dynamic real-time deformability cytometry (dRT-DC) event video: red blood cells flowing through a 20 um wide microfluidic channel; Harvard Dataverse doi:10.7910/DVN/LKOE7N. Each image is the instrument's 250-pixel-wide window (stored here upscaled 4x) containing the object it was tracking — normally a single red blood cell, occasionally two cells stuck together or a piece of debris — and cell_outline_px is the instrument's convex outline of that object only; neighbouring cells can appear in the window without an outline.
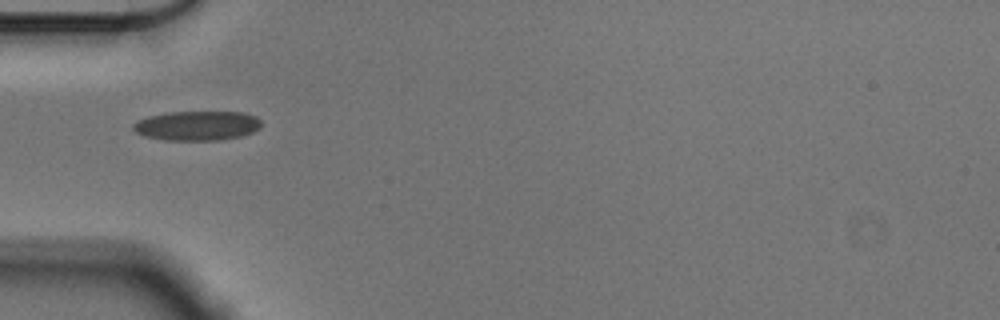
{"species": "Egyptian fruit bat (a non-hibernating species)", "species_latin": "Rousettus aegyptiacus", "temperature_condition": "cold", "stored_images_in_passage": 39, "camera_frame_rate_fps": 3000, "um_per_image_px": 0.085, "animal": {"sex": "male"}, "frame": {"image": 1, "passage_image": 1, "time_ms": 0.0, "image_size_px": [1000, 320], "cell_outline_px": [[260, 128], [252, 132], [240, 136], [220, 140], [164, 140], [144, 136], [136, 132], [132, 128], [132, 124], [148, 116], [168, 112], [244, 112], [256, 116], [260, 120]], "centroid_in_image_um": [16.75, 10.68], "position_along_channel_um": 68.3, "area_um2": 22.02}}
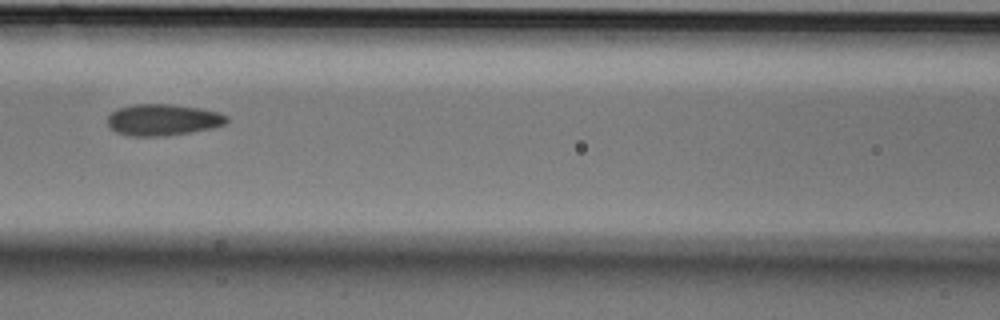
{"frame": {"image": 2, "passage_image": 8, "time_ms": 2.333, "image_size_px": [1000, 320], "cell_outline_px": [[228, 120], [224, 124], [212, 128], [188, 132], [160, 136], [132, 136], [116, 132], [108, 124], [108, 116], [112, 112], [120, 108], [132, 104], [168, 104], [200, 108], [220, 112], [228, 116]], "centroid_in_image_um": [13.86, 10.17], "position_along_channel_um": 152.7, "area_um2": 21.62}}
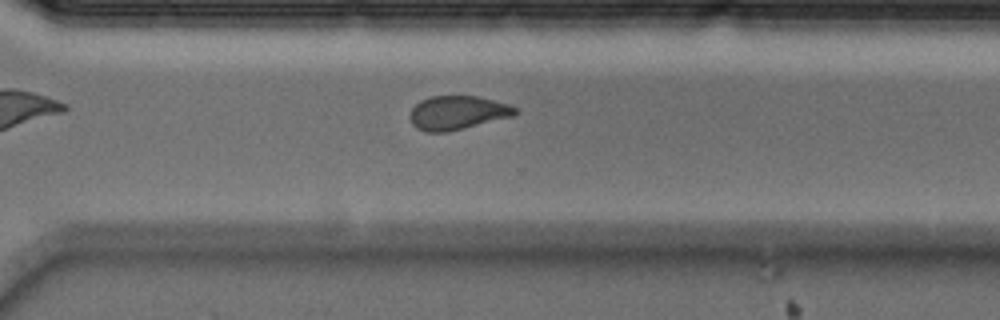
{"frame": {"image": 3, "passage_image": 23, "time_ms": 7.333, "image_size_px": [1000, 320], "cell_outline_px": [[520, 112], [512, 116], [448, 132], [424, 132], [416, 128], [412, 124], [408, 116], [412, 108], [420, 100], [432, 96], [476, 96], [508, 104], [520, 108]], "centroid_in_image_um": [38.87, 9.59], "position_along_channel_um": 331.7, "area_um2": 20.87}, "authors_computed_cell_mechanics": {"area_um2": 21.3282, "velocity_mm_per_s": 3.5906, "shape_relaxation_time_tau1_ms": 5.964, "shape_relaxation_time_tau2_ms": 2.0339, "deformation_change_tau1": 0.1289, "deformation_change_tau2": 0.0787}}